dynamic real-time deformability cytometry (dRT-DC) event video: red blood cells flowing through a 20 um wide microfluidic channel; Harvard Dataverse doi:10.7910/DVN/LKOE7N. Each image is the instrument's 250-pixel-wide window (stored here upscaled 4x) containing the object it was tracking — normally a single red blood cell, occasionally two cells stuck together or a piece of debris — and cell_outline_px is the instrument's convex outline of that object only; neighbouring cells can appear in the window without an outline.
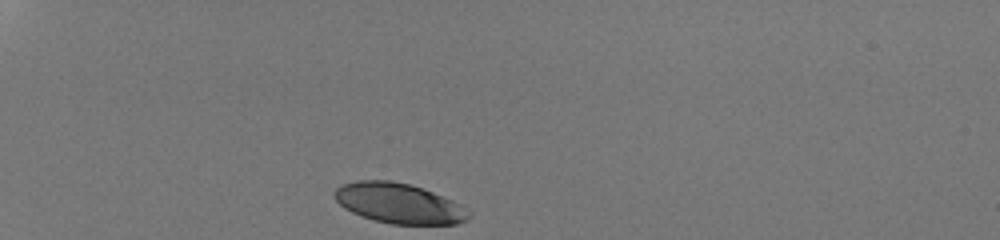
{"species": "human", "species_latin": "Homo sapiens", "temperature_condition": "room temperature", "stored_images_in_passage": 31, "camera_frame_rate_fps": 3000, "um_per_image_px": 0.085, "donor": {"sex": "male"}, "frame": {"image": 1, "passage_image": 1, "time_ms": 0.0, "image_size_px": [1000, 240], "cell_outline_px": [[472, 216], [456, 224], [392, 224], [360, 216], [344, 208], [332, 196], [332, 192], [336, 188], [344, 184], [360, 180], [388, 180], [408, 184], [432, 192], [452, 200], [460, 204], [472, 212]], "centroid_in_image_um": [33.9, 17.29], "position_along_channel_um": 51.1, "area_um2": 31.27}}
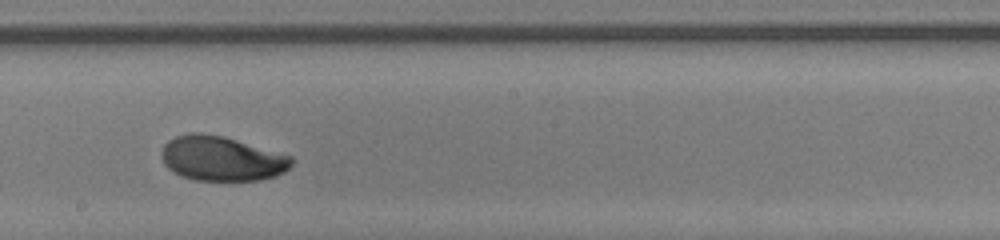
{"frame": {"image": 2, "passage_image": 18, "time_ms": 5.667, "image_size_px": [1000, 240], "cell_outline_px": [[292, 164], [284, 172], [276, 176], [260, 180], [196, 180], [184, 176], [168, 168], [164, 164], [160, 152], [164, 144], [168, 140], [176, 136], [192, 132], [200, 132], [224, 136], [292, 156]], "centroid_in_image_um": [18.83, 13.46], "position_along_channel_um": 229.4, "area_um2": 33.81}}
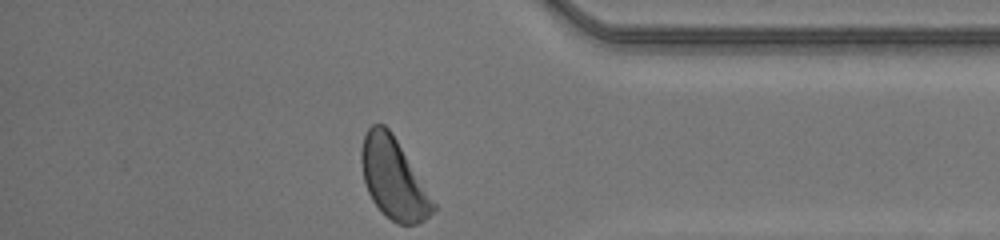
{"frame": {"image": 3, "passage_image": 31, "time_ms": 10.0, "image_size_px": [1000, 240], "cell_outline_px": [[436, 208], [424, 220], [416, 224], [396, 224], [372, 200], [368, 192], [364, 180], [360, 160], [360, 152], [364, 136], [368, 128], [372, 124], [384, 124], [392, 132], [436, 204]], "centroid_in_image_um": [33.43, 15.15], "position_along_channel_um": 401.8, "area_um2": 33.29}, "authors_computed_cell_mechanics": {"area_um2": 33.813, "velocity_mm_per_s": 4.1913, "shape_relaxation_time_tau1_ms": 2.6648, "shape_relaxation_time_tau2_ms": null, "deformation_change_tau1": 0.1284, "deformation_change_tau2": null}}